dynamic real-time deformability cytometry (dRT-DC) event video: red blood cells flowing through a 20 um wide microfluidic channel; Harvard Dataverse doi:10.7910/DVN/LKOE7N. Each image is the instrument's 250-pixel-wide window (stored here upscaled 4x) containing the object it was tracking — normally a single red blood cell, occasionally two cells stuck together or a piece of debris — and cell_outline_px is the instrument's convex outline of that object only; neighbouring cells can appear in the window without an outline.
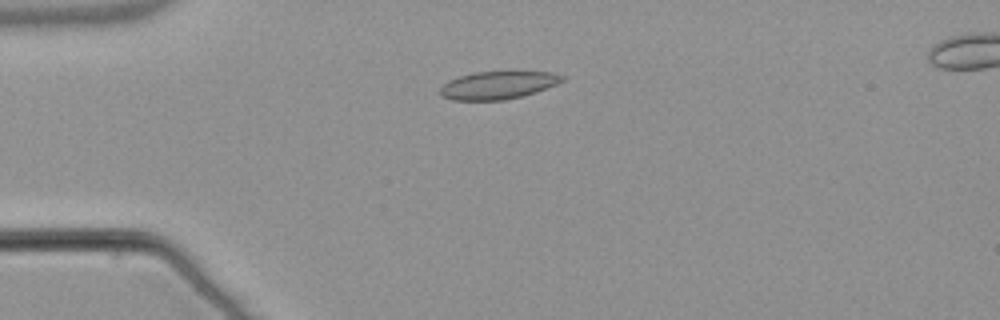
{"species": "common noctule bat (a hibernating species)", "species_latin": "Nyctalus noctula", "temperature_condition": "warm", "stored_images_in_passage": 41, "camera_frame_rate_fps": 3000, "um_per_image_px": 0.085, "animal": {"sex": "male", "body_mass_g": 21.5, "forearm_length_mm": 52.0}, "frame": {"image": 1, "passage_image": 1, "time_ms": 0.0, "image_size_px": [1000, 320], "cell_outline_px": [[564, 80], [556, 84], [536, 92], [504, 100], [452, 100], [440, 96], [440, 88], [448, 80], [460, 76], [476, 72], [552, 72], [564, 76]], "centroid_in_image_um": [42.3, 7.24], "position_along_channel_um": 42.7, "area_um2": 19.59}}
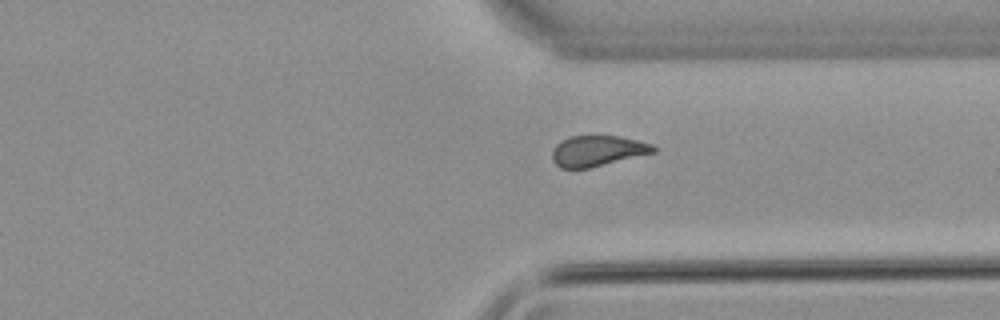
{"frame": {"image": 2, "passage_image": 28, "time_ms": 9.0, "image_size_px": [1000, 320], "cell_outline_px": [[656, 152], [588, 168], [560, 168], [552, 160], [552, 148], [560, 140], [568, 136], [620, 136], [652, 144], [656, 148]], "centroid_in_image_um": [50.75, 12.81], "position_along_channel_um": 360.7, "area_um2": 18.09}}
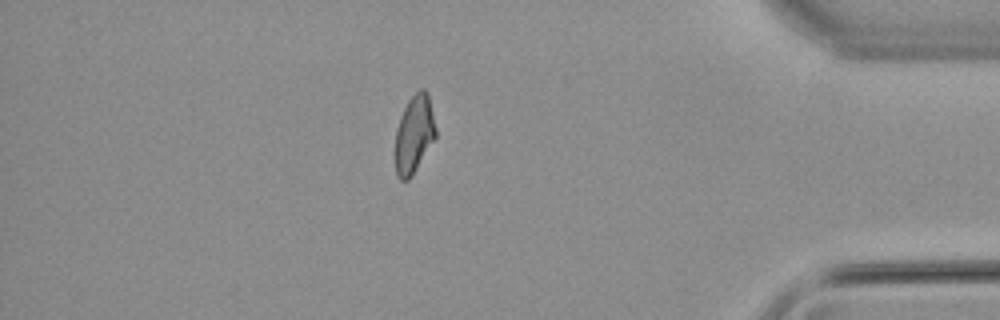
{"frame": {"image": 3, "passage_image": 34, "time_ms": 11.0, "image_size_px": [1000, 320], "cell_outline_px": [[436, 136], [412, 176], [408, 180], [400, 180], [396, 176], [396, 128], [400, 116], [408, 100], [420, 88], [424, 88], [428, 92], [436, 128]], "centroid_in_image_um": [35.2, 11.39], "position_along_channel_um": 400.0, "area_um2": 18.32}, "authors_computed_cell_mechanics": {"area_um2": 18.9584, "velocity_mm_per_s": 3.8184, "shape_relaxation_time_tau1_ms": null, "shape_relaxation_time_tau2_ms": 2.318, "deformation_change_tau1": null, "deformation_change_tau2": 0.0739}}